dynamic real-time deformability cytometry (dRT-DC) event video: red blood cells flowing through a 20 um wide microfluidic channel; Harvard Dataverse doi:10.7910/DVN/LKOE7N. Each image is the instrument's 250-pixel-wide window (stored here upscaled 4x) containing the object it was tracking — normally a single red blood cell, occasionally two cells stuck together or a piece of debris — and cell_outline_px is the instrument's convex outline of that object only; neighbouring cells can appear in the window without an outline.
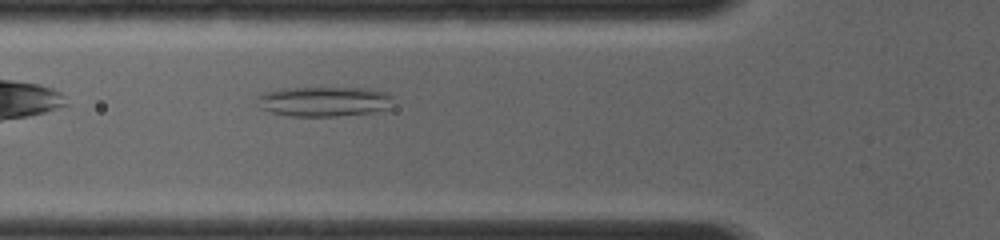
{"species": "common noctule bat (a hibernating species)", "species_latin": "Nyctalus noctula", "temperature_condition": "room temperature", "stored_images_in_passage": 6, "camera_frame_rate_fps": 4000, "um_per_image_px": 0.085, "animal": {"sex": "female", "body_mass_g": 19.0, "forearm_length_mm": 56.7}, "frame": {"image": 1, "passage_image": 6, "time_ms": 1.5, "image_size_px": [1000, 240], "cell_outline_px": [[392, 96], [388, 108], [372, 112], [336, 116], [288, 116], [272, 112], [260, 108], [260, 92], [284, 88], [368, 88], [384, 92]], "centroid_in_image_um": [27.52, 8.62], "position_along_channel_um": 98.3, "area_um2": 23.41}}